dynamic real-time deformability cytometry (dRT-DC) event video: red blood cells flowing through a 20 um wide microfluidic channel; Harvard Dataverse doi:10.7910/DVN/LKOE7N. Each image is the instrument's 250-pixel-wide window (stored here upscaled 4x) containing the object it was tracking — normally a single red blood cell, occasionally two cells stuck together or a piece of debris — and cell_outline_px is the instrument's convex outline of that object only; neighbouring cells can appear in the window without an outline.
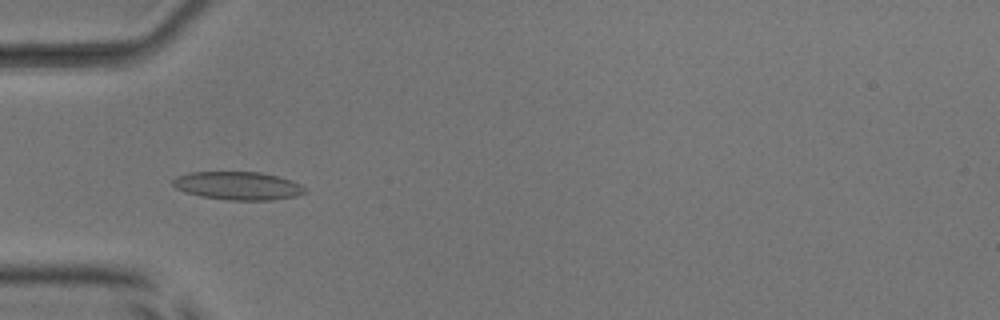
{"species": "common noctule bat (a hibernating species)", "species_latin": "Nyctalus noctula", "temperature_condition": "room temperature", "stored_images_in_passage": 47, "camera_frame_rate_fps": 3000, "um_per_image_px": 0.085, "animal": {"sex": "male", "body_mass_g": 17.9, "forearm_length_mm": 54.2}, "frame": {"image": 1, "passage_image": 17, "time_ms": 5.333, "image_size_px": [1000, 320], "cell_outline_px": [[308, 192], [296, 196], [272, 200], [228, 200], [200, 196], [184, 192], [176, 188], [172, 184], [172, 180], [176, 176], [188, 172], [260, 172], [292, 180], [308, 188]], "centroid_in_image_um": [20.24, 15.79], "position_along_channel_um": 64.8, "area_um2": 21.91}}
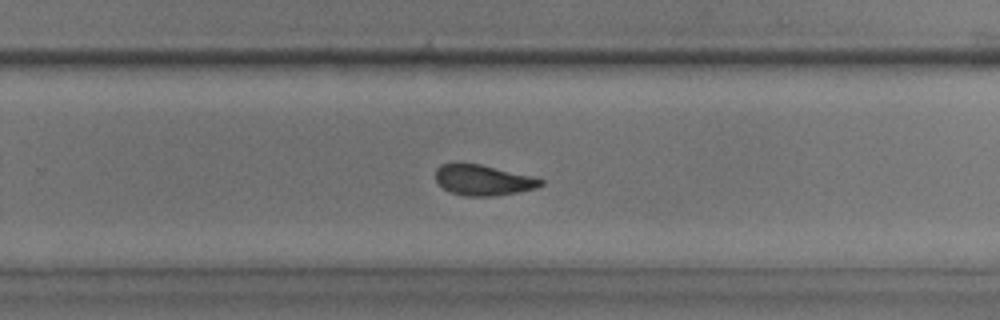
{"frame": {"image": 2, "passage_image": 34, "time_ms": 11.0, "image_size_px": [1000, 320], "cell_outline_px": [[544, 184], [536, 188], [516, 192], [492, 196], [464, 196], [452, 192], [444, 188], [436, 180], [436, 168], [440, 164], [480, 164], [532, 176], [544, 180]], "centroid_in_image_um": [41.08, 15.31], "position_along_channel_um": 288.7, "area_um2": 18.44}}
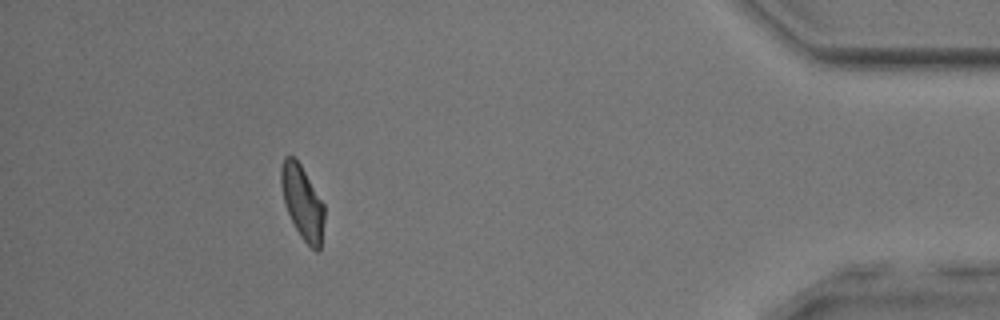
{"frame": {"image": 3, "passage_image": 47, "time_ms": 15.333, "image_size_px": [1000, 320], "cell_outline_px": [[324, 220], [320, 248], [316, 252], [300, 236], [284, 204], [280, 184], [280, 168], [284, 156], [292, 156], [300, 164], [324, 204]], "centroid_in_image_um": [25.68, 17.18], "position_along_channel_um": 409.5, "area_um2": 18.38}, "authors_computed_cell_mechanics": {"area_um2": 19.8832, "velocity_mm_per_s": 3.9938, "shape_relaxation_time_tau1_ms": 3.4562, "shape_relaxation_time_tau2_ms": 1.8647, "deformation_change_tau1": 0.141, "deformation_change_tau2": 0.0929}}